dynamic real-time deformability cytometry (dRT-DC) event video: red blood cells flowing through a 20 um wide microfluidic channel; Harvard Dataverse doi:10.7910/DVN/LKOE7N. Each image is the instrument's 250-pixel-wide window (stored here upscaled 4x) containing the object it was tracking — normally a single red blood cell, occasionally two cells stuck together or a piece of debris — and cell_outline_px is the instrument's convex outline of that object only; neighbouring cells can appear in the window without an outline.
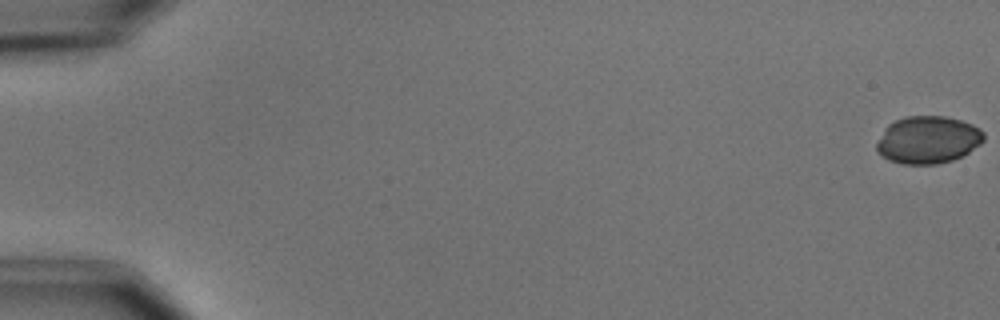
{"species": "common noctule bat (a hibernating species)", "species_latin": "Nyctalus noctula", "temperature_condition": "cold", "stored_images_in_passage": 6, "camera_frame_rate_fps": 3000, "um_per_image_px": 0.085, "animal": {"sex": "male", "body_mass_g": 15.6}, "frame": {"image": 1, "passage_image": 1, "time_ms": 0.0, "image_size_px": [1000, 320], "cell_outline_px": [[984, 140], [980, 144], [968, 152], [952, 160], [936, 164], [904, 164], [888, 160], [876, 148], [876, 144], [884, 128], [888, 124], [896, 120], [908, 116], [944, 116], [960, 120], [972, 124], [980, 128], [984, 132]], "centroid_in_image_um": [78.88, 11.87], "position_along_channel_um": 6.1, "area_um2": 29.48}}
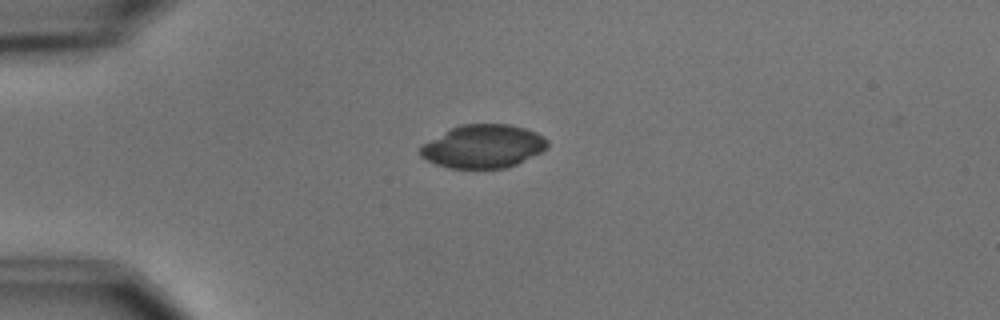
{"frame": {"image": 2, "passage_image": 5, "time_ms": 4.667, "image_size_px": [1000, 320], "cell_outline_px": [[548, 148], [516, 164], [504, 168], [448, 168], [436, 164], [420, 156], [420, 144], [460, 124], [508, 124], [524, 128], [536, 132], [544, 136], [548, 140]], "centroid_in_image_um": [41.06, 12.43], "position_along_channel_um": 43.9, "area_um2": 32.02}}